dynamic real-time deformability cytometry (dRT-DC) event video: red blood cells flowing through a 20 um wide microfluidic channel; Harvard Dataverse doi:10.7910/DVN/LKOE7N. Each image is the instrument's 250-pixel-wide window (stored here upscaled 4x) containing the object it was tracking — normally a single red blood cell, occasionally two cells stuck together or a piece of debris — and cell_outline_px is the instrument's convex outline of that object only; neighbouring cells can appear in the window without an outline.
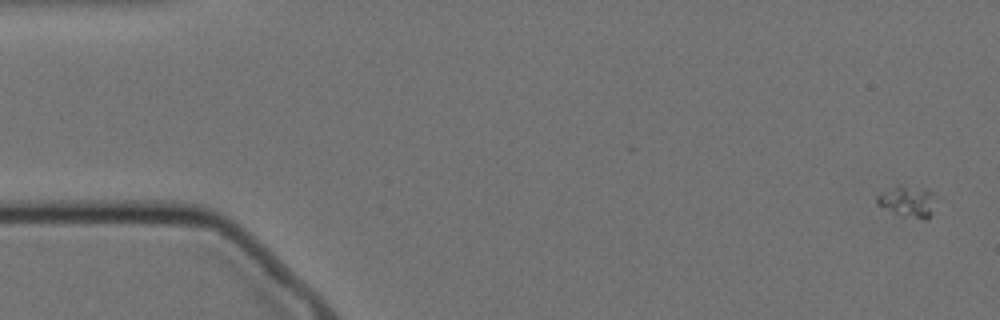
{"species": "Egyptian fruit bat (a non-hibernating species)", "species_latin": "Rousettus aegyptiacus", "temperature_condition": "cold", "stored_images_in_passage": 12, "camera_frame_rate_fps": 3000, "um_per_image_px": 0.085, "animal": {"sex": "female"}, "frame": {"image": 1, "passage_image": 2, "time_ms": 0.333, "image_size_px": [1000, 320], "cell_outline_px": [[936, 196], [932, 212], [928, 220], [924, 220], [904, 216], [876, 204], [876, 196], [900, 184], [932, 192]], "centroid_in_image_um": [77.18, 17.14], "position_along_channel_um": 7.8, "area_um2": 10.46}}